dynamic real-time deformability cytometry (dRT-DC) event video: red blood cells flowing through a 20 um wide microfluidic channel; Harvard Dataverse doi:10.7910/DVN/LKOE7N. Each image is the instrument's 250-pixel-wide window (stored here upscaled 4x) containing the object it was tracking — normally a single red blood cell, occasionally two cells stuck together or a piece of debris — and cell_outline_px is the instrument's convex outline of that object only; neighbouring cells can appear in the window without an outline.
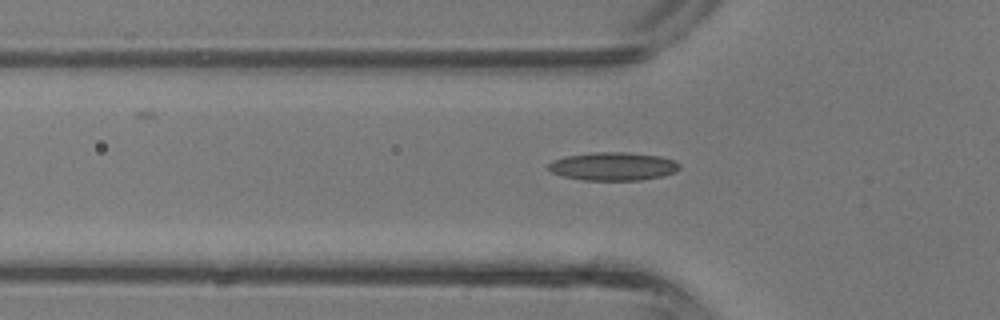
{"species": "common noctule bat (a hibernating species)", "species_latin": "Nyctalus noctula", "temperature_condition": "room temperature", "stored_images_in_passage": 40, "camera_frame_rate_fps": 3000, "um_per_image_px": 0.085, "animal": {"sex": "male", "body_mass_g": 13.3}, "frame": {"image": 1, "passage_image": 14, "time_ms": 4.333, "image_size_px": [1000, 320], "cell_outline_px": [[680, 168], [676, 172], [664, 176], [640, 180], [584, 180], [564, 176], [552, 172], [548, 168], [548, 164], [552, 160], [568, 156], [592, 152], [628, 152], [660, 156], [672, 160], [680, 164]], "centroid_in_image_um": [52.14, 14.14], "position_along_channel_um": 73.7, "area_um2": 21.56}}
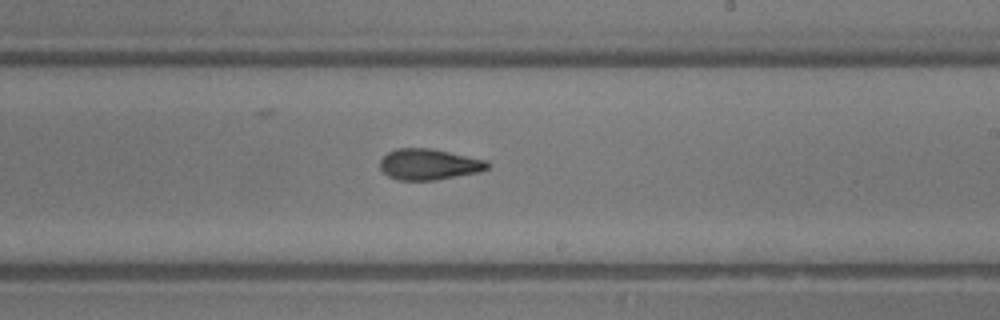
{"frame": {"image": 2, "passage_image": 25, "time_ms": 8.0, "image_size_px": [1000, 320], "cell_outline_px": [[492, 164], [488, 168], [480, 172], [436, 180], [396, 180], [388, 176], [380, 168], [380, 160], [388, 152], [396, 148], [432, 148], [488, 160]], "centroid_in_image_um": [36.49, 13.97], "position_along_channel_um": 252.5, "area_um2": 19.65}}
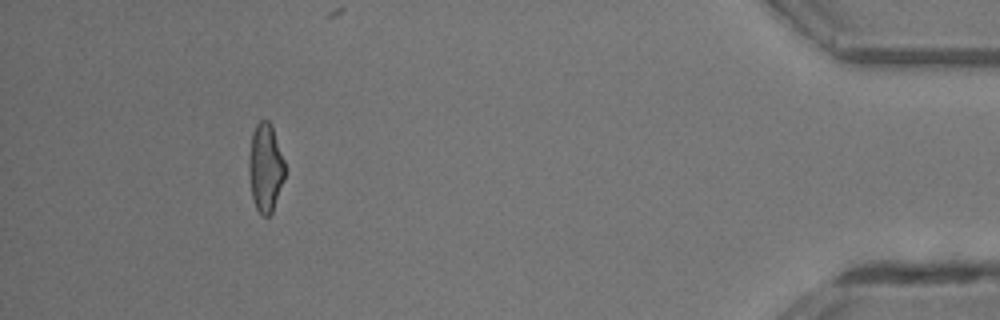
{"frame": {"image": 3, "passage_image": 39, "time_ms": 12.667, "image_size_px": [1000, 320], "cell_outline_px": [[284, 180], [272, 212], [268, 216], [264, 216], [256, 208], [252, 196], [248, 172], [248, 156], [252, 132], [256, 124], [260, 120], [268, 120], [272, 124], [284, 160]], "centroid_in_image_um": [22.55, 14.21], "position_along_channel_um": 412.7, "area_um2": 18.67}}